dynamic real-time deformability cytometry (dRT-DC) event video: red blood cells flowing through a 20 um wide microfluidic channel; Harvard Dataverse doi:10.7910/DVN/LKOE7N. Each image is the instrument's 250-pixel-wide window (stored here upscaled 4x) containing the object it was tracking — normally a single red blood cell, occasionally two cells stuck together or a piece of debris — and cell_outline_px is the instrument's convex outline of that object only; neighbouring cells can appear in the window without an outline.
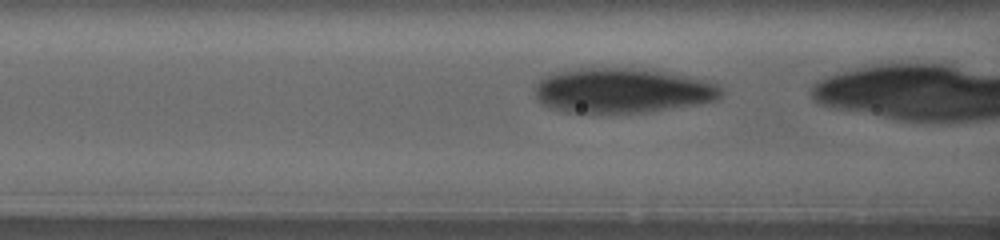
{"species": "human", "species_latin": "Homo sapiens", "temperature_condition": "warm", "stored_images_in_passage": 19, "camera_frame_rate_fps": 3000, "um_per_image_px": 0.085, "donor": {"sex": "female"}, "frame": {"image": 1, "passage_image": 6, "time_ms": 0.667, "image_size_px": [1000, 240], "cell_outline_px": [[724, 92], [716, 100], [700, 104], [644, 112], [568, 112], [548, 108], [536, 96], [536, 84], [540, 80], [548, 76], [560, 72], [588, 68], [640, 68], [684, 76], [704, 80], [720, 84]], "centroid_in_image_um": [52.95, 7.7], "position_along_channel_um": 113.6, "area_um2": 48.09}}
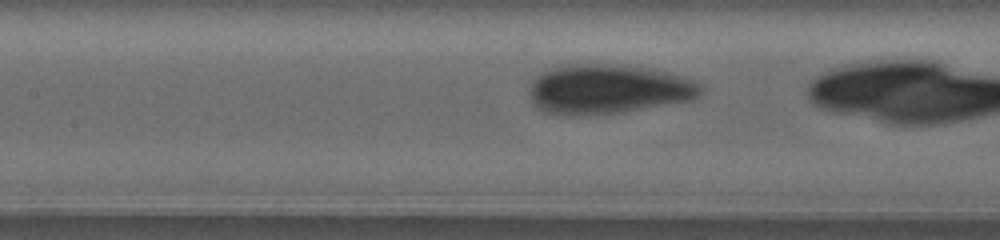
{"frame": {"image": 2, "passage_image": 18, "time_ms": 2.333, "image_size_px": [1000, 240], "cell_outline_px": [[700, 92], [692, 100], [624, 112], [596, 116], [560, 116], [544, 112], [536, 108], [532, 104], [528, 92], [528, 88], [532, 80], [540, 72], [552, 68], [572, 64], [604, 64], [648, 68], [680, 76], [692, 80], [700, 88]], "centroid_in_image_um": [51.55, 7.62], "position_along_channel_um": 155.8, "area_um2": 49.82}}